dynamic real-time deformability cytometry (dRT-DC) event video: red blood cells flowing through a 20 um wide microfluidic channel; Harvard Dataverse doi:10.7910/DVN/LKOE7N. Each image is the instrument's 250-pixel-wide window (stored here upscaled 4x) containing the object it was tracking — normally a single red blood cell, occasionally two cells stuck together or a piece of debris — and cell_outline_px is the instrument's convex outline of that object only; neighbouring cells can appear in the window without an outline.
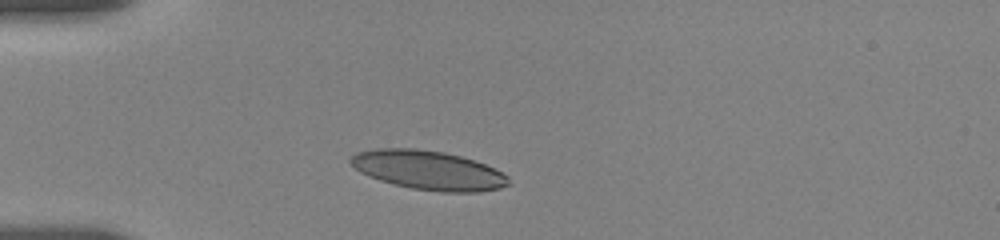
{"species": "human", "species_latin": "Homo sapiens", "temperature_condition": "room temperature", "stored_images_in_passage": 58, "camera_frame_rate_fps": 3000, "um_per_image_px": 0.085, "donor": {"sex": "female"}, "frame": {"image": 1, "passage_image": 1, "time_ms": 0.0, "image_size_px": [1000, 240], "cell_outline_px": [[512, 184], [500, 188], [480, 192], [440, 192], [412, 188], [380, 180], [360, 172], [348, 160], [356, 152], [376, 148], [416, 148], [444, 152], [460, 156], [484, 164], [508, 176]], "centroid_in_image_um": [36.42, 14.46], "position_along_channel_um": 48.6, "area_um2": 35.84}}
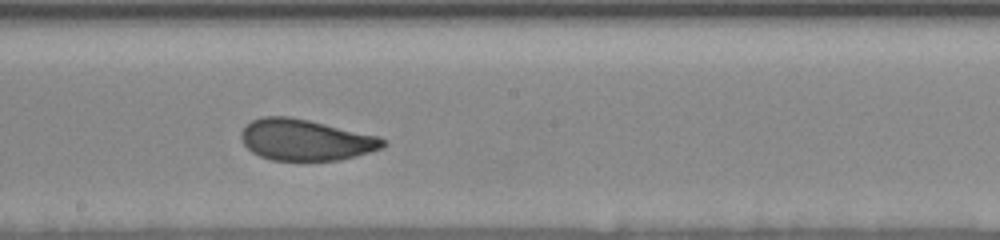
{"frame": {"image": 2, "passage_image": 32, "time_ms": 5.333, "image_size_px": [1000, 240], "cell_outline_px": [[388, 144], [384, 148], [356, 156], [340, 160], [272, 160], [260, 156], [252, 152], [244, 144], [240, 136], [240, 132], [244, 124], [252, 120], [264, 116], [288, 116], [308, 120], [380, 136], [388, 140]], "centroid_in_image_um": [26.0, 11.88], "position_along_channel_um": 222.2, "area_um2": 34.33}}
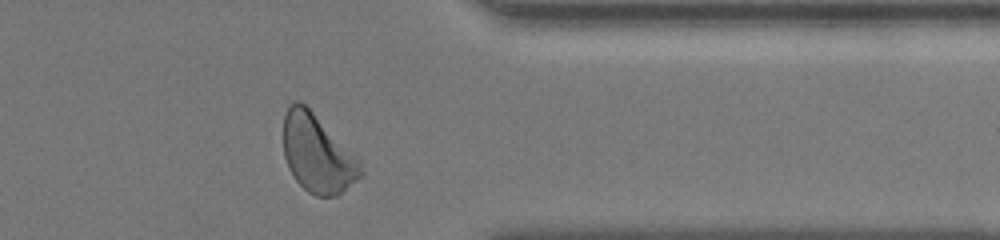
{"frame": {"image": 3, "passage_image": 53, "time_ms": 10.0, "image_size_px": [1000, 240], "cell_outline_px": [[364, 176], [336, 196], [316, 196], [308, 192], [296, 180], [288, 168], [284, 156], [284, 116], [288, 108], [296, 100], [300, 100], [360, 160], [364, 172]], "centroid_in_image_um": [27.0, 13.11], "position_along_channel_um": 384.4, "area_um2": 34.74}, "authors_computed_cell_mechanics": {"area_um2": 34.391, "velocity_mm_per_s": 3.6282, "shape_relaxation_time_tau1_ms": 6.6877, "shape_relaxation_time_tau2_ms": 1.132, "deformation_change_tau1": 0.179, "deformation_change_tau2": 0.0762}}